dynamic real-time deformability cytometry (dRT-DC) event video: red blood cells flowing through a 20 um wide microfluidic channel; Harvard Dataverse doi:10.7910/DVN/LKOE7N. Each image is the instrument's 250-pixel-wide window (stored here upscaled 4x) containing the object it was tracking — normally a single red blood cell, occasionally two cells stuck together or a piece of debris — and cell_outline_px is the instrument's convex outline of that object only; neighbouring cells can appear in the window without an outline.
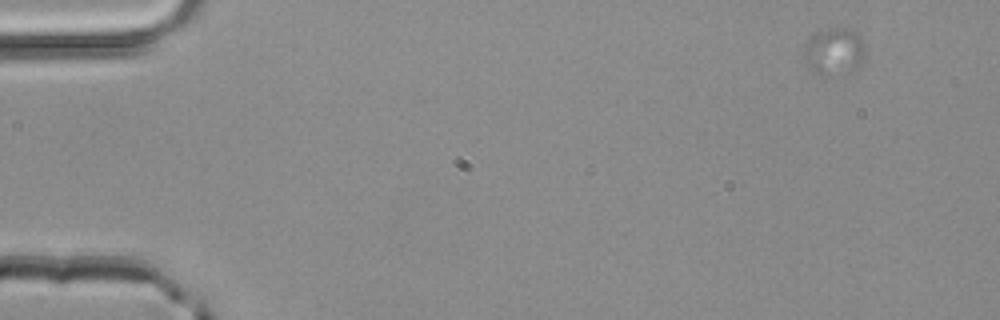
{"species": "common noctule bat (a hibernating species)", "species_latin": "Nyctalus noctula", "temperature_condition": "room temperature", "stored_images_in_passage": 4, "camera_frame_rate_fps": 3000, "um_per_image_px": 0.085, "animal": {"sex": "male", "body_mass_g": 20.4}, "frame": {"image": 1, "passage_image": 1, "time_ms": 0.0, "image_size_px": [1000, 320], "cell_outline_px": [[864, 60], [856, 68], [828, 76], [824, 76], [812, 68], [808, 64], [804, 56], [804, 52], [808, 40], [816, 32], [828, 28], [848, 28], [856, 32], [864, 44]], "centroid_in_image_um": [70.93, 4.34], "position_along_channel_um": 14.1, "area_um2": 16.36}}